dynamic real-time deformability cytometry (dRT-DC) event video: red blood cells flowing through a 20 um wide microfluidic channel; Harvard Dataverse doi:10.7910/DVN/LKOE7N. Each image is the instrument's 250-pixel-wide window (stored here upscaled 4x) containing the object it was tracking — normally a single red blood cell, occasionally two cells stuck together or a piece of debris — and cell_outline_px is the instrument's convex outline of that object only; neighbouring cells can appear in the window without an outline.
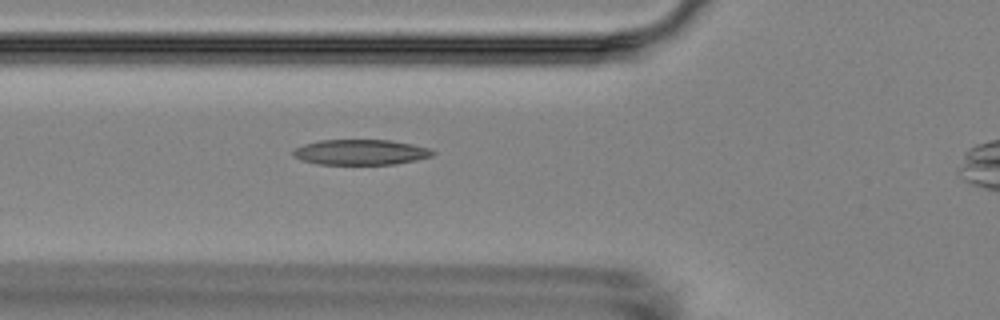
{"species": "Egyptian fruit bat (a non-hibernating species)", "species_latin": "Rousettus aegyptiacus", "temperature_condition": "room temperature", "stored_images_in_passage": 6, "camera_frame_rate_fps": 3000, "um_per_image_px": 0.085, "animal": {"sex": "female"}, "frame": {"image": 1, "passage_image": 5, "time_ms": 4.667, "image_size_px": [1000, 320], "cell_outline_px": [[436, 152], [432, 156], [416, 160], [396, 164], [316, 164], [304, 160], [296, 156], [292, 152], [296, 148], [304, 144], [320, 140], [388, 140], [412, 144], [432, 148]], "centroid_in_image_um": [30.72, 12.93], "position_along_channel_um": 95.1, "area_um2": 20.52}}